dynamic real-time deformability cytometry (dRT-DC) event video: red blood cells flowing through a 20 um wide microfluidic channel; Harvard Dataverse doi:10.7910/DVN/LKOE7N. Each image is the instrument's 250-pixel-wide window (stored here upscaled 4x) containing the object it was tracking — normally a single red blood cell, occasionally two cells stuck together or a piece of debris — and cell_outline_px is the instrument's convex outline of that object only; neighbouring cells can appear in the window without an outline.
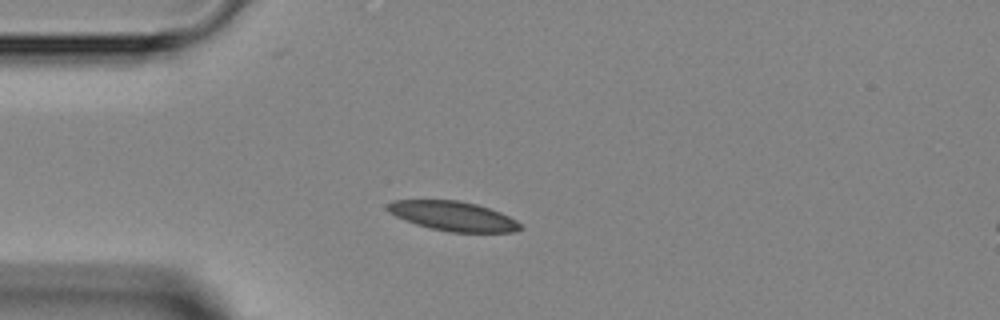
{"species": "Egyptian fruit bat (a non-hibernating species)", "species_latin": "Rousettus aegyptiacus", "temperature_condition": "room temperature", "stored_images_in_passage": 2, "camera_frame_rate_fps": 3000, "um_per_image_px": 0.085, "animal": {"sex": "female"}, "frame": {"image": 1, "passage_image": 1, "time_ms": 0.0, "image_size_px": [1000, 320], "cell_outline_px": [[524, 228], [516, 232], [448, 232], [416, 224], [404, 220], [388, 212], [384, 208], [384, 204], [392, 200], [460, 200], [476, 204], [500, 212], [516, 220]], "centroid_in_image_um": [38.47, 18.36], "position_along_channel_um": 46.5, "area_um2": 23.0}}